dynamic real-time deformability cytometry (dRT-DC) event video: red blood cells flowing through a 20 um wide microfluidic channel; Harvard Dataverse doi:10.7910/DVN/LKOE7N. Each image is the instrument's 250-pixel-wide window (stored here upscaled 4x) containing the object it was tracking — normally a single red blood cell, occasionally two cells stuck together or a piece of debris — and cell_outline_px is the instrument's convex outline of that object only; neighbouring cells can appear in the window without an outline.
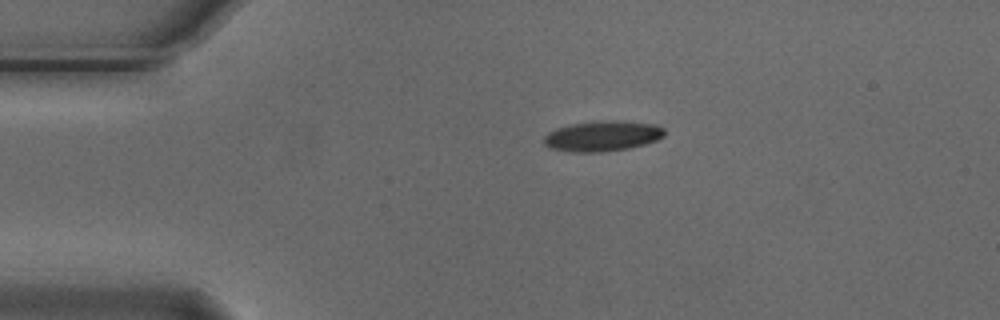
{"species": "Egyptian fruit bat (a non-hibernating species)", "species_latin": "Rousettus aegyptiacus", "temperature_condition": "cold", "stored_images_in_passage": 2, "camera_frame_rate_fps": 3000, "um_per_image_px": 0.085, "animal": {"sex": "male"}, "frame": {"image": 1, "passage_image": 1, "time_ms": 0.0, "image_size_px": [1000, 320], "cell_outline_px": [[664, 136], [656, 140], [644, 144], [628, 148], [600, 152], [572, 152], [552, 148], [544, 144], [544, 136], [548, 132], [556, 128], [572, 124], [652, 124], [664, 128]], "centroid_in_image_um": [51.14, 11.64], "position_along_channel_um": 33.9, "area_um2": 19.83}}